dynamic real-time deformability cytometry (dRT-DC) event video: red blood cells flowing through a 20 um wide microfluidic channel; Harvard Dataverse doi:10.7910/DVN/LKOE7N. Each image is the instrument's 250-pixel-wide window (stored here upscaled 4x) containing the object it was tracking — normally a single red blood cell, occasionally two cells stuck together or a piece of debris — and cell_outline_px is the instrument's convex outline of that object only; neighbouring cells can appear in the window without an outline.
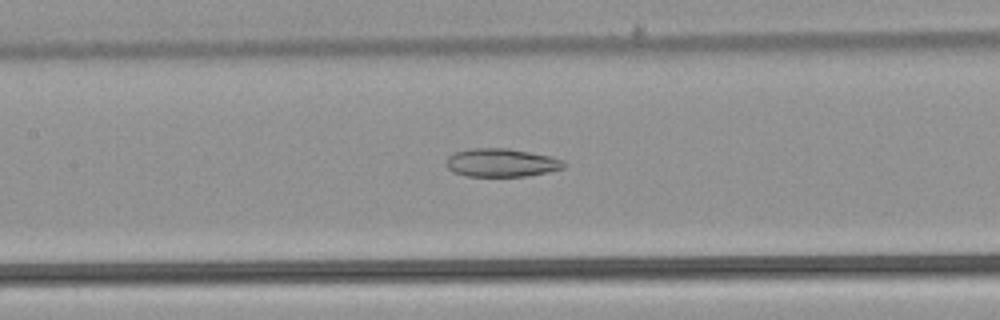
{"species": "common noctule bat (a hibernating species)", "species_latin": "Nyctalus noctula", "temperature_condition": "warm", "stored_images_in_passage": 52, "camera_frame_rate_fps": 3000, "um_per_image_px": 0.085, "animal": {"sex": "male", "body_mass_g": 21.5, "forearm_length_mm": 52.0}, "frame": {"image": 1, "passage_image": 24, "time_ms": 7.667, "image_size_px": [1000, 320], "cell_outline_px": [[568, 164], [564, 168], [548, 172], [528, 176], [468, 176], [452, 172], [448, 168], [448, 156], [456, 152], [472, 148], [508, 148], [552, 156], [564, 160]], "centroid_in_image_um": [42.69, 13.83], "position_along_channel_um": 164.7, "area_um2": 19.48}}
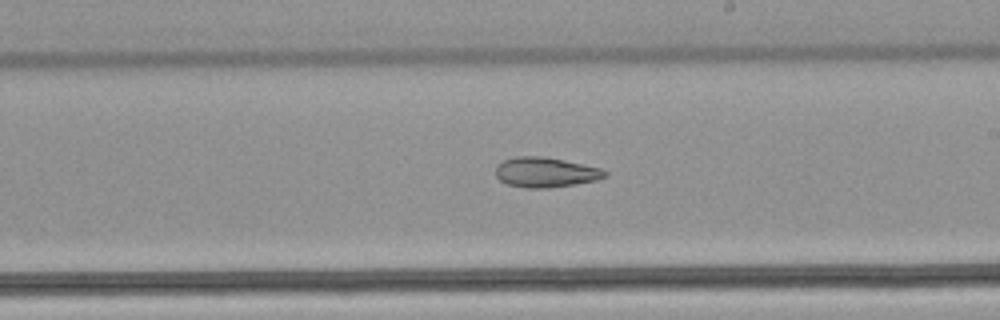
{"frame": {"image": 2, "passage_image": 30, "time_ms": 9.667, "image_size_px": [1000, 320], "cell_outline_px": [[608, 176], [596, 180], [576, 184], [548, 188], [524, 188], [508, 184], [500, 180], [496, 176], [496, 164], [504, 160], [516, 156], [544, 156], [564, 160], [600, 168], [608, 172]], "centroid_in_image_um": [46.36, 14.64], "position_along_channel_um": 242.6, "area_um2": 19.19}}
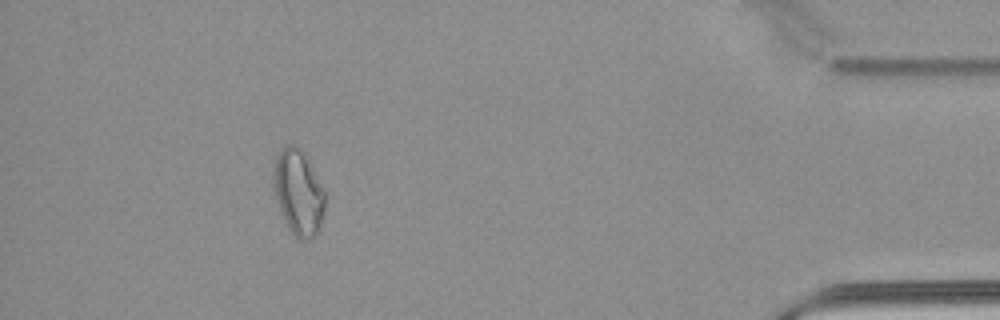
{"frame": {"image": 3, "passage_image": 47, "time_ms": 15.333, "image_size_px": [1000, 320], "cell_outline_px": [[324, 208], [320, 228], [316, 236], [308, 240], [300, 240], [288, 228], [280, 212], [272, 188], [272, 172], [276, 156], [288, 144], [292, 144], [300, 148], [324, 192]], "centroid_in_image_um": [25.31, 16.41], "position_along_channel_um": 409.9, "area_um2": 25.37}, "authors_computed_cell_mechanics": {"area_um2": 23.698, "velocity_mm_per_s": 3.9067, "shape_relaxation_time_tau1_ms": null, "shape_relaxation_time_tau2_ms": 4.4066, "deformation_change_tau1": null, "deformation_change_tau2": 0.1309}}